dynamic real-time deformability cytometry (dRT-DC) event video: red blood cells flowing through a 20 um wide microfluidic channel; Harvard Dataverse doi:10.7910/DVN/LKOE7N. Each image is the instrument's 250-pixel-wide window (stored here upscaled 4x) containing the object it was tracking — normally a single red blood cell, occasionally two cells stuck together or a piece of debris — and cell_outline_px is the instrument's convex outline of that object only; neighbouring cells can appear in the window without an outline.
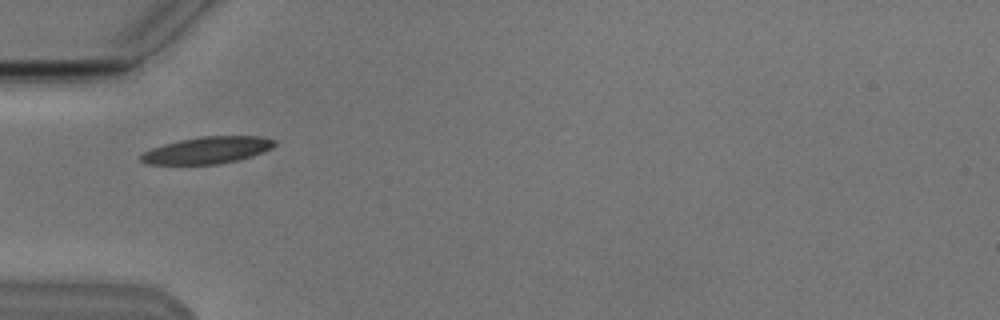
{"species": "Egyptian fruit bat (a non-hibernating species)", "species_latin": "Rousettus aegyptiacus", "temperature_condition": "cold", "stored_images_in_passage": 7, "camera_frame_rate_fps": 3000, "um_per_image_px": 0.085, "animal": {"sex": "male"}, "frame": {"image": 1, "passage_image": 1, "time_ms": 0.0, "image_size_px": [1000, 320], "cell_outline_px": [[276, 144], [272, 148], [264, 152], [252, 156], [220, 164], [148, 164], [140, 160], [140, 156], [144, 152], [152, 148], [164, 144], [180, 140], [200, 136], [260, 136], [276, 140]], "centroid_in_image_um": [17.66, 12.76], "position_along_channel_um": 67.3, "area_um2": 20.87}}
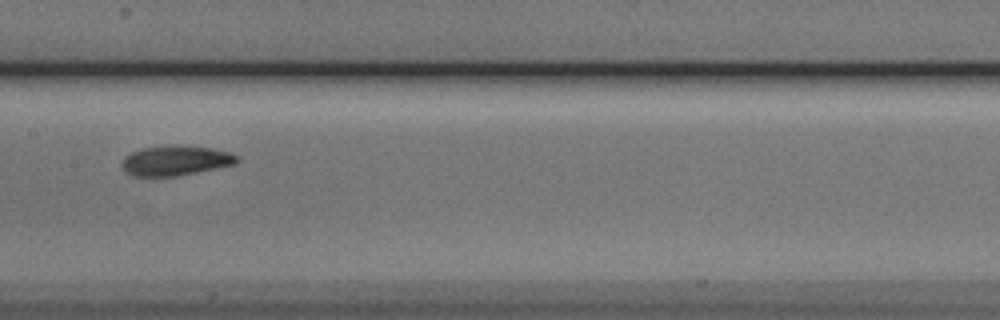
{"frame": {"image": 2, "passage_image": 4, "time_ms": 3.333, "image_size_px": [1000, 320], "cell_outline_px": [[240, 160], [236, 164], [176, 176], [132, 176], [120, 164], [124, 156], [140, 148], [172, 144], [212, 148], [232, 152]], "centroid_in_image_um": [14.93, 13.63], "position_along_channel_um": 192.5, "area_um2": 20.23}}
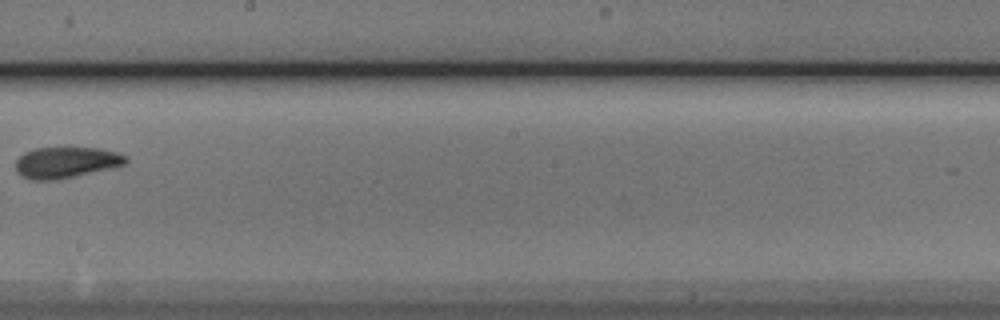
{"frame": {"image": 3, "passage_image": 5, "time_ms": 4.667, "image_size_px": [1000, 320], "cell_outline_px": [[128, 160], [124, 164], [116, 168], [56, 180], [32, 180], [20, 176], [16, 172], [16, 160], [24, 152], [36, 148], [100, 148], [116, 152], [128, 156]], "centroid_in_image_um": [5.64, 13.82], "position_along_channel_um": 242.6, "area_um2": 20.23}}